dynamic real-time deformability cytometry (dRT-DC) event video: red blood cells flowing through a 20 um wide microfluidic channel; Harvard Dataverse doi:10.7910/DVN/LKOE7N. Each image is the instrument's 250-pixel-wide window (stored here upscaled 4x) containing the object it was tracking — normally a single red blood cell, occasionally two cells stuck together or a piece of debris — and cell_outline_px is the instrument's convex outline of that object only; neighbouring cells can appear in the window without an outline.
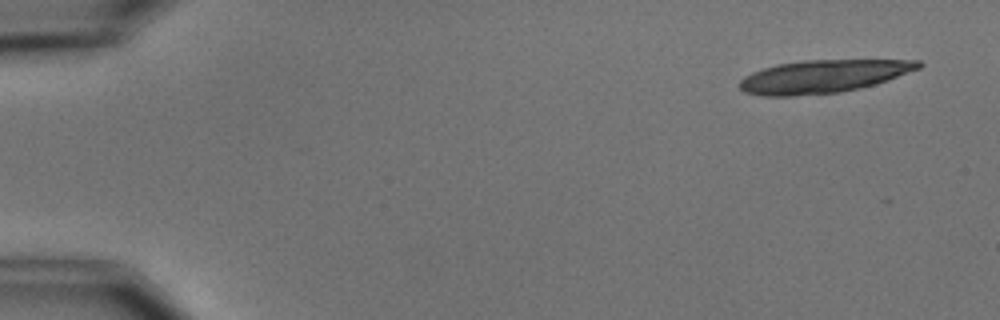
{"species": "common noctule bat (a hibernating species)", "species_latin": "Nyctalus noctula", "temperature_condition": "cold", "stored_images_in_passage": 6, "camera_frame_rate_fps": 3000, "um_per_image_px": 0.085, "animal": {"sex": "male", "body_mass_g": 15.6}, "frame": {"image": 1, "passage_image": 1, "time_ms": 0.0, "image_size_px": [1000, 320], "cell_outline_px": [[924, 64], [920, 68], [888, 80], [860, 88], [840, 92], [792, 96], [764, 96], [744, 92], [740, 88], [740, 80], [744, 76], [752, 72], [776, 64], [804, 60], [920, 60]], "centroid_in_image_um": [69.97, 6.49], "position_along_channel_um": 15.0, "area_um2": 34.28}}